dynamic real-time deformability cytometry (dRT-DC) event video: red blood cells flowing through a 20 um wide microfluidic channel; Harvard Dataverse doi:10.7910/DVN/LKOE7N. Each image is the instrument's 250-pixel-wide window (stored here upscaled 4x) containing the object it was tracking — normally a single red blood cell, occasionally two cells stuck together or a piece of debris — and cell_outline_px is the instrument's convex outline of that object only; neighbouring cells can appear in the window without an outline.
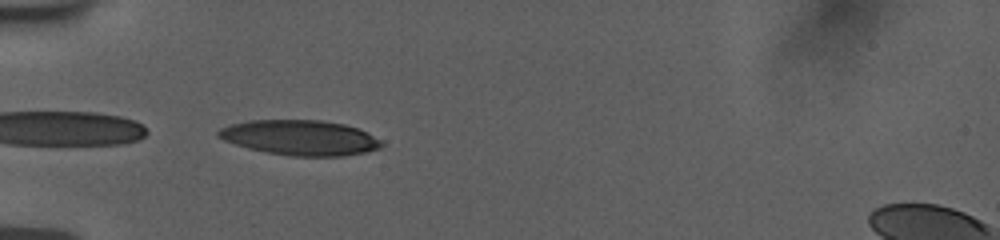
{"species": "human", "species_latin": "Homo sapiens", "temperature_condition": "room temperature", "stored_images_in_passage": 38, "camera_frame_rate_fps": 3000, "um_per_image_px": 0.085, "donor": {"sex": "female"}, "frame": {"image": 1, "passage_image": 1, "time_ms": 0.0, "image_size_px": [1000, 240], "cell_outline_px": [[384, 144], [380, 148], [368, 152], [344, 156], [288, 156], [248, 148], [224, 140], [216, 136], [216, 132], [220, 128], [228, 124], [248, 120], [320, 120], [344, 124], [356, 128], [384, 140]], "centroid_in_image_um": [25.52, 11.7], "position_along_channel_um": 59.5, "area_um2": 33.64}}
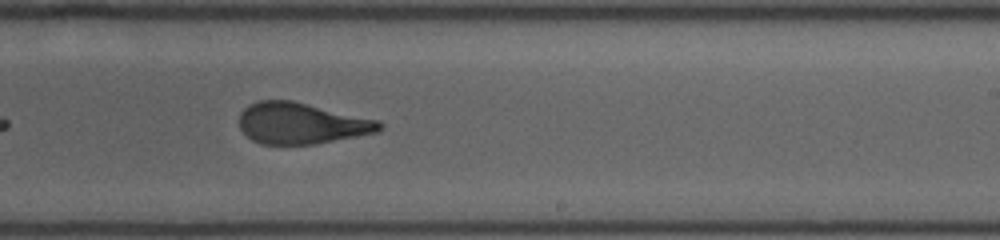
{"frame": {"image": 2, "passage_image": 18, "time_ms": 5.667, "image_size_px": [1000, 240], "cell_outline_px": [[384, 128], [376, 132], [356, 136], [312, 144], [260, 144], [252, 140], [240, 128], [240, 112], [248, 104], [260, 100], [292, 100], [380, 120], [384, 124]], "centroid_in_image_um": [25.62, 10.47], "position_along_channel_um": 263.4, "area_um2": 33.64}}
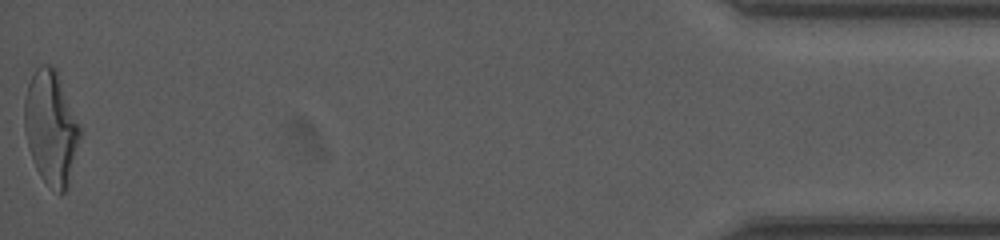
{"frame": {"image": 3, "passage_image": 38, "time_ms": 12.333, "image_size_px": [1000, 240], "cell_outline_px": [[80, 136], [68, 188], [60, 196], [40, 176], [36, 168], [28, 144], [24, 128], [24, 100], [28, 84], [36, 68], [40, 64], [52, 64], [56, 68], [80, 128]], "centroid_in_image_um": [4.32, 10.85], "position_along_channel_um": 430.9, "area_um2": 36.53}, "authors_computed_cell_mechanics": {"area_um2": 34.6222, "velocity_mm_per_s": 3.7701, "shape_relaxation_time_tau1_ms": 5.4422, "shape_relaxation_time_tau2_ms": 1.2052, "deformation_change_tau1": 0.2266, "deformation_change_tau2": 0.1065}}